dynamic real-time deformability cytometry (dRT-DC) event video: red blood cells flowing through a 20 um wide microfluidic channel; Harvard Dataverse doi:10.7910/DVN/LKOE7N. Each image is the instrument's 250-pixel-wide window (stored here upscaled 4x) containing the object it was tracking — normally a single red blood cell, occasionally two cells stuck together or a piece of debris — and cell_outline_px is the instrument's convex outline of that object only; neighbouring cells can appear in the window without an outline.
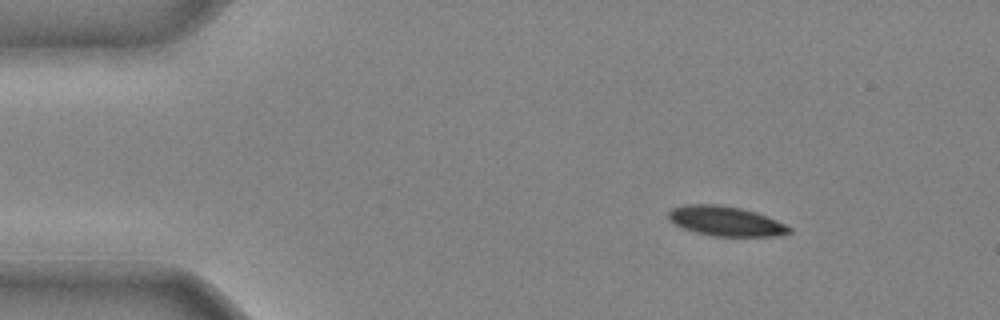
{"species": "common noctule bat (a hibernating species)", "species_latin": "Nyctalus noctula", "temperature_condition": "cold", "stored_images_in_passage": 37, "camera_frame_rate_fps": 3000, "um_per_image_px": 0.085, "animal": {"sex": "male", "body_mass_g": 20.4}, "frame": {"image": 1, "passage_image": 1, "time_ms": 0.0, "image_size_px": [1000, 320], "cell_outline_px": [[792, 232], [776, 236], [712, 236], [696, 232], [684, 228], [668, 220], [668, 212], [672, 208], [684, 204], [720, 204], [740, 208], [756, 212], [776, 220], [792, 228]], "centroid_in_image_um": [61.67, 18.79], "position_along_channel_um": 23.3, "area_um2": 20.92}}
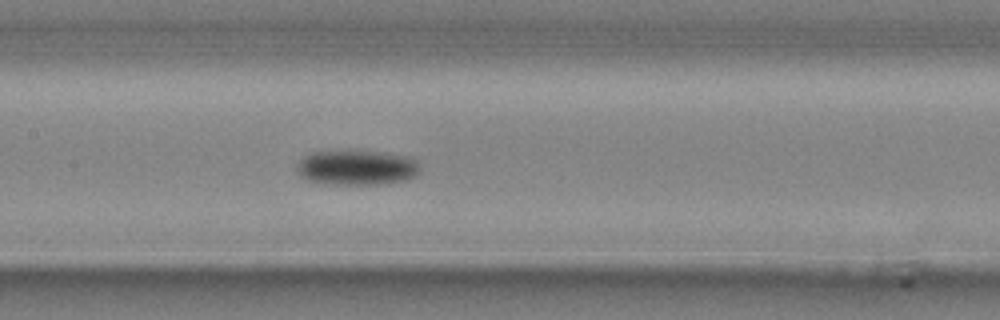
{"frame": {"image": 2, "passage_image": 16, "time_ms": 5.0, "image_size_px": [1000, 320], "cell_outline_px": [[420, 172], [416, 176], [408, 180], [384, 184], [328, 184], [308, 180], [300, 176], [296, 172], [296, 164], [304, 156], [312, 152], [376, 152], [408, 156], [416, 160], [420, 168]], "centroid_in_image_um": [30.34, 14.27], "position_along_channel_um": 177.1, "area_um2": 25.03}}
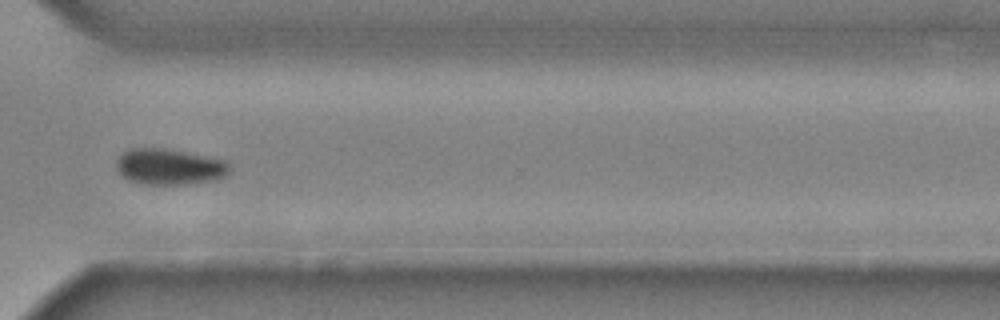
{"frame": {"image": 3, "passage_image": 28, "time_ms": 9.0, "image_size_px": [1000, 320], "cell_outline_px": [[228, 172], [224, 176], [216, 180], [184, 184], [144, 184], [128, 180], [116, 168], [116, 160], [128, 148], [164, 148], [224, 160], [228, 164]], "centroid_in_image_um": [14.36, 14.17], "position_along_channel_um": 356.2, "area_um2": 23.41}}